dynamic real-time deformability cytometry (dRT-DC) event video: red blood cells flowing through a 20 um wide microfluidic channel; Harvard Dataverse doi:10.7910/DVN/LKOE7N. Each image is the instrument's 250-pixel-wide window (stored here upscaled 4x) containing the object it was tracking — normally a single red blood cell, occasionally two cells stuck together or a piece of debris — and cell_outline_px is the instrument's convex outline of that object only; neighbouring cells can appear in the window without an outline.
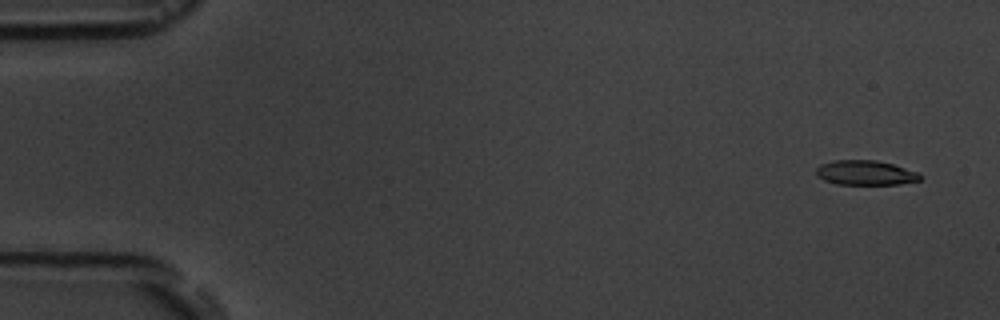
{"species": "common noctule bat (a hibernating species)", "species_latin": "Nyctalus noctula", "temperature_condition": "room temperature", "stored_images_in_passage": 6, "segment_of_instrument_passage": [1, 2], "camera_frame_rate_fps": 3000, "um_per_image_px": 0.085, "animal": {"sex": "male", "body_mass_g": 19.5, "forearm_length_mm": 54.6}, "frame": {"image": 1, "passage_image": 1, "time_ms": 0.0, "image_size_px": [1000, 320], "cell_outline_px": [[924, 176], [920, 180], [900, 184], [836, 184], [824, 180], [816, 176], [816, 168], [820, 164], [832, 160], [876, 160], [892, 164], [920, 172]], "centroid_in_image_um": [73.58, 14.68], "position_along_channel_um": 11.4, "area_um2": 15.14}}
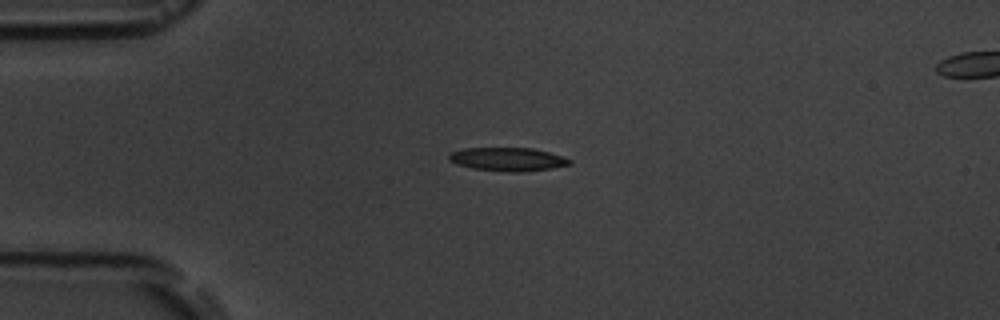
{"frame": {"image": 2, "passage_image": 4, "time_ms": 3.667, "image_size_px": [1000, 320], "cell_outline_px": [[572, 164], [552, 168], [520, 172], [508, 172], [472, 168], [456, 164], [448, 160], [448, 156], [452, 152], [464, 148], [532, 148], [548, 152], [572, 160]], "centroid_in_image_um": [43.14, 13.54], "position_along_channel_um": 41.9, "area_um2": 16.42}}